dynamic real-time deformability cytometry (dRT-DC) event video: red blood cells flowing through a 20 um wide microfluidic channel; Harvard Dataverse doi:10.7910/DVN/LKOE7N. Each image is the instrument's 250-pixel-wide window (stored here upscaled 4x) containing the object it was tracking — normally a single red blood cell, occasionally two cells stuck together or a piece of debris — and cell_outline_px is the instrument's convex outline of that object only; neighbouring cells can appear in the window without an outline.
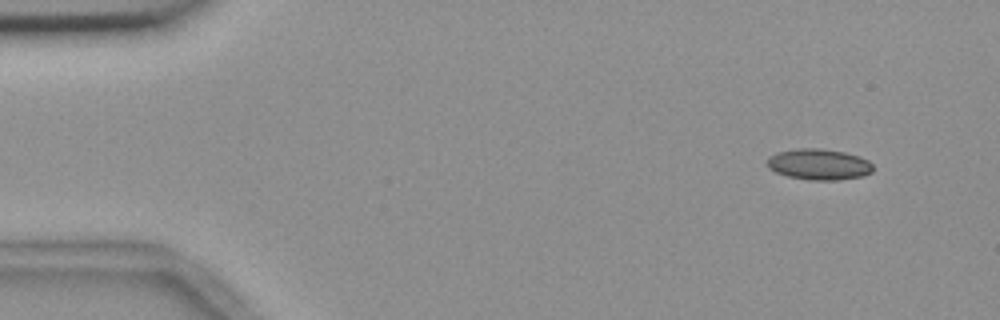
{"species": "common noctule bat (a hibernating species)", "species_latin": "Nyctalus noctula", "temperature_condition": "room temperature", "stored_images_in_passage": 56, "camera_frame_rate_fps": 3000, "um_per_image_px": 0.085, "animal": {"sex": "female", "body_mass_g": 18.4}, "frame": {"image": 1, "passage_image": 5, "time_ms": 1.333, "image_size_px": [1000, 320], "cell_outline_px": [[872, 172], [864, 176], [836, 180], [812, 180], [788, 176], [776, 172], [768, 168], [764, 164], [768, 156], [776, 152], [796, 148], [820, 148], [844, 152], [860, 156], [868, 160], [872, 164]], "centroid_in_image_um": [69.57, 13.96], "position_along_channel_um": 15.4, "area_um2": 19.36}}
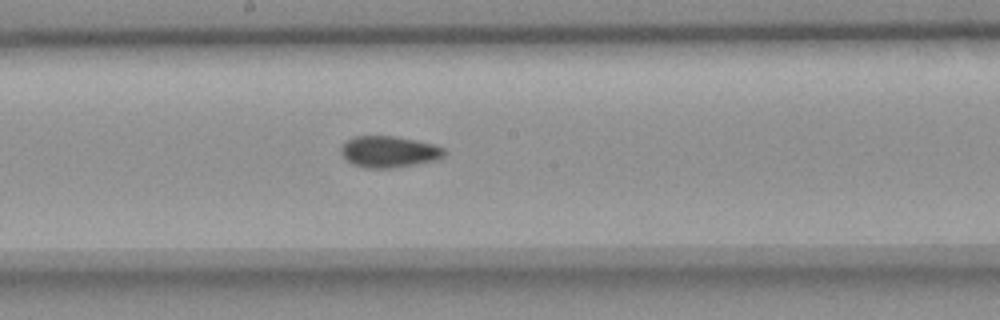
{"frame": {"image": 2, "passage_image": 30, "time_ms": 9.667, "image_size_px": [1000, 320], "cell_outline_px": [[444, 156], [440, 160], [392, 168], [368, 168], [352, 164], [340, 152], [340, 148], [352, 136], [392, 136], [416, 140], [436, 144], [444, 148]], "centroid_in_image_um": [33.1, 12.9], "position_along_channel_um": 215.1, "area_um2": 18.96}}
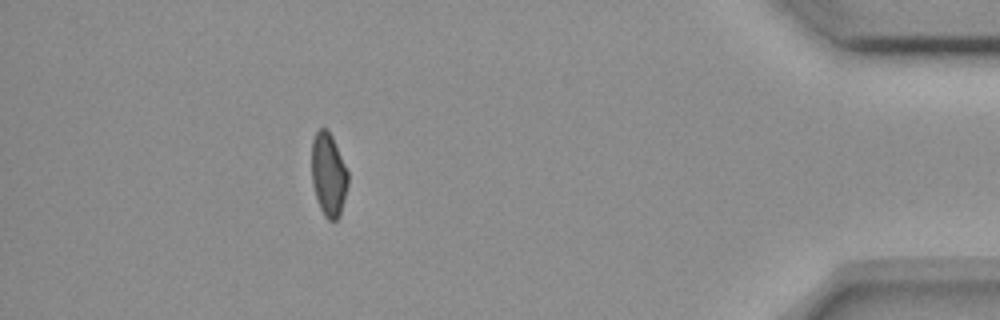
{"frame": {"image": 3, "passage_image": 50, "time_ms": 16.333, "image_size_px": [1000, 320], "cell_outline_px": [[348, 184], [340, 216], [336, 220], [328, 220], [324, 216], [320, 208], [312, 184], [312, 140], [316, 132], [320, 128], [324, 128], [332, 136], [348, 172]], "centroid_in_image_um": [27.92, 14.86], "position_along_channel_um": 407.3, "area_um2": 17.51}, "authors_computed_cell_mechanics": {"area_um2": 18.6983, "velocity_mm_per_s": 3.6641, "shape_relaxation_time_tau1_ms": null, "shape_relaxation_time_tau2_ms": 3.1328, "deformation_change_tau1": null, "deformation_change_tau2": 0.0796}}